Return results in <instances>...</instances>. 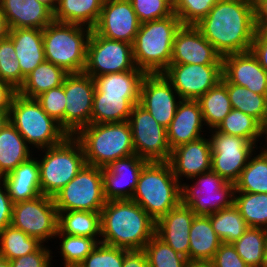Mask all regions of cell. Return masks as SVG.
I'll return each mask as SVG.
<instances>
[{"label": "cell", "instance_id": "obj_1", "mask_svg": "<svg viewBox=\"0 0 267 267\" xmlns=\"http://www.w3.org/2000/svg\"><path fill=\"white\" fill-rule=\"evenodd\" d=\"M195 26L222 57L248 52L256 32L253 0H219Z\"/></svg>", "mask_w": 267, "mask_h": 267}, {"label": "cell", "instance_id": "obj_2", "mask_svg": "<svg viewBox=\"0 0 267 267\" xmlns=\"http://www.w3.org/2000/svg\"><path fill=\"white\" fill-rule=\"evenodd\" d=\"M100 215V239L104 244L143 250L155 235L156 221L132 200L106 201Z\"/></svg>", "mask_w": 267, "mask_h": 267}, {"label": "cell", "instance_id": "obj_3", "mask_svg": "<svg viewBox=\"0 0 267 267\" xmlns=\"http://www.w3.org/2000/svg\"><path fill=\"white\" fill-rule=\"evenodd\" d=\"M157 221L181 202V184L168 161L147 162L131 198Z\"/></svg>", "mask_w": 267, "mask_h": 267}, {"label": "cell", "instance_id": "obj_4", "mask_svg": "<svg viewBox=\"0 0 267 267\" xmlns=\"http://www.w3.org/2000/svg\"><path fill=\"white\" fill-rule=\"evenodd\" d=\"M181 25L175 13L141 23L133 43L136 67L146 74L163 73L170 65L174 37Z\"/></svg>", "mask_w": 267, "mask_h": 267}, {"label": "cell", "instance_id": "obj_5", "mask_svg": "<svg viewBox=\"0 0 267 267\" xmlns=\"http://www.w3.org/2000/svg\"><path fill=\"white\" fill-rule=\"evenodd\" d=\"M75 137L83 147L87 165L104 168L112 161L135 154L128 121L91 123Z\"/></svg>", "mask_w": 267, "mask_h": 267}, {"label": "cell", "instance_id": "obj_6", "mask_svg": "<svg viewBox=\"0 0 267 267\" xmlns=\"http://www.w3.org/2000/svg\"><path fill=\"white\" fill-rule=\"evenodd\" d=\"M92 29L52 21L43 29L45 60L67 73H82L86 66L87 43Z\"/></svg>", "mask_w": 267, "mask_h": 267}, {"label": "cell", "instance_id": "obj_7", "mask_svg": "<svg viewBox=\"0 0 267 267\" xmlns=\"http://www.w3.org/2000/svg\"><path fill=\"white\" fill-rule=\"evenodd\" d=\"M39 150L41 192L53 198L86 165L84 150L80 141L69 135L61 143Z\"/></svg>", "mask_w": 267, "mask_h": 267}, {"label": "cell", "instance_id": "obj_8", "mask_svg": "<svg viewBox=\"0 0 267 267\" xmlns=\"http://www.w3.org/2000/svg\"><path fill=\"white\" fill-rule=\"evenodd\" d=\"M9 121L33 149H43L61 143L68 134L58 122L46 114L36 99L14 96Z\"/></svg>", "mask_w": 267, "mask_h": 267}, {"label": "cell", "instance_id": "obj_9", "mask_svg": "<svg viewBox=\"0 0 267 267\" xmlns=\"http://www.w3.org/2000/svg\"><path fill=\"white\" fill-rule=\"evenodd\" d=\"M191 181L194 182L191 185L181 184V202L196 216H210L234 204L235 183L227 182L212 170L193 177Z\"/></svg>", "mask_w": 267, "mask_h": 267}, {"label": "cell", "instance_id": "obj_10", "mask_svg": "<svg viewBox=\"0 0 267 267\" xmlns=\"http://www.w3.org/2000/svg\"><path fill=\"white\" fill-rule=\"evenodd\" d=\"M53 199L58 211L101 212L106 204L102 168L86 164Z\"/></svg>", "mask_w": 267, "mask_h": 267}, {"label": "cell", "instance_id": "obj_11", "mask_svg": "<svg viewBox=\"0 0 267 267\" xmlns=\"http://www.w3.org/2000/svg\"><path fill=\"white\" fill-rule=\"evenodd\" d=\"M135 68L132 44L107 39L92 29L87 43L85 74L94 78Z\"/></svg>", "mask_w": 267, "mask_h": 267}, {"label": "cell", "instance_id": "obj_12", "mask_svg": "<svg viewBox=\"0 0 267 267\" xmlns=\"http://www.w3.org/2000/svg\"><path fill=\"white\" fill-rule=\"evenodd\" d=\"M11 225L41 243L53 240L58 232V210L46 195L13 204Z\"/></svg>", "mask_w": 267, "mask_h": 267}, {"label": "cell", "instance_id": "obj_13", "mask_svg": "<svg viewBox=\"0 0 267 267\" xmlns=\"http://www.w3.org/2000/svg\"><path fill=\"white\" fill-rule=\"evenodd\" d=\"M208 133L212 152L211 170L227 182L235 183L250 156L258 150L257 145L243 137L221 133L216 129Z\"/></svg>", "mask_w": 267, "mask_h": 267}, {"label": "cell", "instance_id": "obj_14", "mask_svg": "<svg viewBox=\"0 0 267 267\" xmlns=\"http://www.w3.org/2000/svg\"><path fill=\"white\" fill-rule=\"evenodd\" d=\"M128 123L136 155L148 162L169 160L172 150L167 139V129L139 103L132 107Z\"/></svg>", "mask_w": 267, "mask_h": 267}, {"label": "cell", "instance_id": "obj_15", "mask_svg": "<svg viewBox=\"0 0 267 267\" xmlns=\"http://www.w3.org/2000/svg\"><path fill=\"white\" fill-rule=\"evenodd\" d=\"M65 107V132L75 136L82 128L91 124L95 82L82 73H70L63 82Z\"/></svg>", "mask_w": 267, "mask_h": 267}, {"label": "cell", "instance_id": "obj_16", "mask_svg": "<svg viewBox=\"0 0 267 267\" xmlns=\"http://www.w3.org/2000/svg\"><path fill=\"white\" fill-rule=\"evenodd\" d=\"M163 75L182 100H198L222 79V64H170Z\"/></svg>", "mask_w": 267, "mask_h": 267}, {"label": "cell", "instance_id": "obj_17", "mask_svg": "<svg viewBox=\"0 0 267 267\" xmlns=\"http://www.w3.org/2000/svg\"><path fill=\"white\" fill-rule=\"evenodd\" d=\"M182 98L163 75L146 74L141 83L139 104L164 128H168Z\"/></svg>", "mask_w": 267, "mask_h": 267}, {"label": "cell", "instance_id": "obj_18", "mask_svg": "<svg viewBox=\"0 0 267 267\" xmlns=\"http://www.w3.org/2000/svg\"><path fill=\"white\" fill-rule=\"evenodd\" d=\"M140 25L130 0H105L93 30L107 39L133 45Z\"/></svg>", "mask_w": 267, "mask_h": 267}, {"label": "cell", "instance_id": "obj_19", "mask_svg": "<svg viewBox=\"0 0 267 267\" xmlns=\"http://www.w3.org/2000/svg\"><path fill=\"white\" fill-rule=\"evenodd\" d=\"M147 162L133 154L112 161L102 168L103 193L106 201L131 200L140 172Z\"/></svg>", "mask_w": 267, "mask_h": 267}, {"label": "cell", "instance_id": "obj_20", "mask_svg": "<svg viewBox=\"0 0 267 267\" xmlns=\"http://www.w3.org/2000/svg\"><path fill=\"white\" fill-rule=\"evenodd\" d=\"M170 64H222V56L195 25H181L174 37Z\"/></svg>", "mask_w": 267, "mask_h": 267}, {"label": "cell", "instance_id": "obj_21", "mask_svg": "<svg viewBox=\"0 0 267 267\" xmlns=\"http://www.w3.org/2000/svg\"><path fill=\"white\" fill-rule=\"evenodd\" d=\"M222 79L267 95V72L251 51L222 57Z\"/></svg>", "mask_w": 267, "mask_h": 267}, {"label": "cell", "instance_id": "obj_22", "mask_svg": "<svg viewBox=\"0 0 267 267\" xmlns=\"http://www.w3.org/2000/svg\"><path fill=\"white\" fill-rule=\"evenodd\" d=\"M205 136L206 134L172 149L168 163L180 184L184 177L191 180L197 175L211 171V145L209 138Z\"/></svg>", "mask_w": 267, "mask_h": 267}, {"label": "cell", "instance_id": "obj_23", "mask_svg": "<svg viewBox=\"0 0 267 267\" xmlns=\"http://www.w3.org/2000/svg\"><path fill=\"white\" fill-rule=\"evenodd\" d=\"M195 213L180 202L156 221L155 234L189 261V232Z\"/></svg>", "mask_w": 267, "mask_h": 267}, {"label": "cell", "instance_id": "obj_24", "mask_svg": "<svg viewBox=\"0 0 267 267\" xmlns=\"http://www.w3.org/2000/svg\"><path fill=\"white\" fill-rule=\"evenodd\" d=\"M205 125L199 102L197 100H182L174 118L167 128V139L170 149L192 142L204 136Z\"/></svg>", "mask_w": 267, "mask_h": 267}, {"label": "cell", "instance_id": "obj_25", "mask_svg": "<svg viewBox=\"0 0 267 267\" xmlns=\"http://www.w3.org/2000/svg\"><path fill=\"white\" fill-rule=\"evenodd\" d=\"M10 29H44L53 21V13L37 0H0Z\"/></svg>", "mask_w": 267, "mask_h": 267}, {"label": "cell", "instance_id": "obj_26", "mask_svg": "<svg viewBox=\"0 0 267 267\" xmlns=\"http://www.w3.org/2000/svg\"><path fill=\"white\" fill-rule=\"evenodd\" d=\"M0 180L13 204L37 198L42 194L37 157H30Z\"/></svg>", "mask_w": 267, "mask_h": 267}, {"label": "cell", "instance_id": "obj_27", "mask_svg": "<svg viewBox=\"0 0 267 267\" xmlns=\"http://www.w3.org/2000/svg\"><path fill=\"white\" fill-rule=\"evenodd\" d=\"M24 77L44 60L43 30L35 28L10 29L9 36Z\"/></svg>", "mask_w": 267, "mask_h": 267}, {"label": "cell", "instance_id": "obj_28", "mask_svg": "<svg viewBox=\"0 0 267 267\" xmlns=\"http://www.w3.org/2000/svg\"><path fill=\"white\" fill-rule=\"evenodd\" d=\"M222 244L209 216H195L189 232V262L211 261Z\"/></svg>", "mask_w": 267, "mask_h": 267}, {"label": "cell", "instance_id": "obj_29", "mask_svg": "<svg viewBox=\"0 0 267 267\" xmlns=\"http://www.w3.org/2000/svg\"><path fill=\"white\" fill-rule=\"evenodd\" d=\"M146 73L138 69L112 73L94 77L95 93H106L114 95H125V97L136 105L140 100V89Z\"/></svg>", "mask_w": 267, "mask_h": 267}, {"label": "cell", "instance_id": "obj_30", "mask_svg": "<svg viewBox=\"0 0 267 267\" xmlns=\"http://www.w3.org/2000/svg\"><path fill=\"white\" fill-rule=\"evenodd\" d=\"M30 148L9 121L0 131V178L32 157Z\"/></svg>", "mask_w": 267, "mask_h": 267}, {"label": "cell", "instance_id": "obj_31", "mask_svg": "<svg viewBox=\"0 0 267 267\" xmlns=\"http://www.w3.org/2000/svg\"><path fill=\"white\" fill-rule=\"evenodd\" d=\"M105 0H58L53 20L93 29Z\"/></svg>", "mask_w": 267, "mask_h": 267}, {"label": "cell", "instance_id": "obj_32", "mask_svg": "<svg viewBox=\"0 0 267 267\" xmlns=\"http://www.w3.org/2000/svg\"><path fill=\"white\" fill-rule=\"evenodd\" d=\"M68 74L61 67L44 60L25 77L17 93L23 97L35 99L42 93L62 85Z\"/></svg>", "mask_w": 267, "mask_h": 267}, {"label": "cell", "instance_id": "obj_33", "mask_svg": "<svg viewBox=\"0 0 267 267\" xmlns=\"http://www.w3.org/2000/svg\"><path fill=\"white\" fill-rule=\"evenodd\" d=\"M57 234L101 238L100 212L58 211Z\"/></svg>", "mask_w": 267, "mask_h": 267}, {"label": "cell", "instance_id": "obj_34", "mask_svg": "<svg viewBox=\"0 0 267 267\" xmlns=\"http://www.w3.org/2000/svg\"><path fill=\"white\" fill-rule=\"evenodd\" d=\"M133 106L125 95L94 93L91 123L128 121Z\"/></svg>", "mask_w": 267, "mask_h": 267}, {"label": "cell", "instance_id": "obj_35", "mask_svg": "<svg viewBox=\"0 0 267 267\" xmlns=\"http://www.w3.org/2000/svg\"><path fill=\"white\" fill-rule=\"evenodd\" d=\"M197 101L207 130L216 129L233 109L227 92V83L223 79Z\"/></svg>", "mask_w": 267, "mask_h": 267}, {"label": "cell", "instance_id": "obj_36", "mask_svg": "<svg viewBox=\"0 0 267 267\" xmlns=\"http://www.w3.org/2000/svg\"><path fill=\"white\" fill-rule=\"evenodd\" d=\"M235 192L267 193V155L252 154L235 182Z\"/></svg>", "mask_w": 267, "mask_h": 267}, {"label": "cell", "instance_id": "obj_37", "mask_svg": "<svg viewBox=\"0 0 267 267\" xmlns=\"http://www.w3.org/2000/svg\"><path fill=\"white\" fill-rule=\"evenodd\" d=\"M43 243L22 230L8 225L0 232V256L14 260L37 251Z\"/></svg>", "mask_w": 267, "mask_h": 267}, {"label": "cell", "instance_id": "obj_38", "mask_svg": "<svg viewBox=\"0 0 267 267\" xmlns=\"http://www.w3.org/2000/svg\"><path fill=\"white\" fill-rule=\"evenodd\" d=\"M227 92L233 109L252 116L260 124L267 117V95H261L243 86L227 83Z\"/></svg>", "mask_w": 267, "mask_h": 267}, {"label": "cell", "instance_id": "obj_39", "mask_svg": "<svg viewBox=\"0 0 267 267\" xmlns=\"http://www.w3.org/2000/svg\"><path fill=\"white\" fill-rule=\"evenodd\" d=\"M209 217L212 227L222 243H233L249 228L234 204L211 214Z\"/></svg>", "mask_w": 267, "mask_h": 267}, {"label": "cell", "instance_id": "obj_40", "mask_svg": "<svg viewBox=\"0 0 267 267\" xmlns=\"http://www.w3.org/2000/svg\"><path fill=\"white\" fill-rule=\"evenodd\" d=\"M234 205L249 227L267 230V193H234Z\"/></svg>", "mask_w": 267, "mask_h": 267}, {"label": "cell", "instance_id": "obj_41", "mask_svg": "<svg viewBox=\"0 0 267 267\" xmlns=\"http://www.w3.org/2000/svg\"><path fill=\"white\" fill-rule=\"evenodd\" d=\"M266 242V229L249 227L244 234L232 244L236 252L249 267H261Z\"/></svg>", "mask_w": 267, "mask_h": 267}, {"label": "cell", "instance_id": "obj_42", "mask_svg": "<svg viewBox=\"0 0 267 267\" xmlns=\"http://www.w3.org/2000/svg\"><path fill=\"white\" fill-rule=\"evenodd\" d=\"M60 239L59 254L62 256L64 267H77L101 242L99 238L76 235L56 234Z\"/></svg>", "mask_w": 267, "mask_h": 267}, {"label": "cell", "instance_id": "obj_43", "mask_svg": "<svg viewBox=\"0 0 267 267\" xmlns=\"http://www.w3.org/2000/svg\"><path fill=\"white\" fill-rule=\"evenodd\" d=\"M260 128L261 124L255 118L242 111L232 109L216 130L221 133L243 137L255 145L257 144L258 147V141L261 138Z\"/></svg>", "mask_w": 267, "mask_h": 267}, {"label": "cell", "instance_id": "obj_44", "mask_svg": "<svg viewBox=\"0 0 267 267\" xmlns=\"http://www.w3.org/2000/svg\"><path fill=\"white\" fill-rule=\"evenodd\" d=\"M150 267H188L189 261L156 234L143 248Z\"/></svg>", "mask_w": 267, "mask_h": 267}, {"label": "cell", "instance_id": "obj_45", "mask_svg": "<svg viewBox=\"0 0 267 267\" xmlns=\"http://www.w3.org/2000/svg\"><path fill=\"white\" fill-rule=\"evenodd\" d=\"M0 79L10 83L17 90L25 80L9 37L0 40Z\"/></svg>", "mask_w": 267, "mask_h": 267}, {"label": "cell", "instance_id": "obj_46", "mask_svg": "<svg viewBox=\"0 0 267 267\" xmlns=\"http://www.w3.org/2000/svg\"><path fill=\"white\" fill-rule=\"evenodd\" d=\"M128 249L100 242L77 267H122Z\"/></svg>", "mask_w": 267, "mask_h": 267}, {"label": "cell", "instance_id": "obj_47", "mask_svg": "<svg viewBox=\"0 0 267 267\" xmlns=\"http://www.w3.org/2000/svg\"><path fill=\"white\" fill-rule=\"evenodd\" d=\"M219 0H173V12L182 25H195Z\"/></svg>", "mask_w": 267, "mask_h": 267}, {"label": "cell", "instance_id": "obj_48", "mask_svg": "<svg viewBox=\"0 0 267 267\" xmlns=\"http://www.w3.org/2000/svg\"><path fill=\"white\" fill-rule=\"evenodd\" d=\"M35 99L46 114L58 122L65 131L66 97L63 84L42 93Z\"/></svg>", "mask_w": 267, "mask_h": 267}, {"label": "cell", "instance_id": "obj_49", "mask_svg": "<svg viewBox=\"0 0 267 267\" xmlns=\"http://www.w3.org/2000/svg\"><path fill=\"white\" fill-rule=\"evenodd\" d=\"M141 23L166 18L172 15V0H130Z\"/></svg>", "mask_w": 267, "mask_h": 267}, {"label": "cell", "instance_id": "obj_50", "mask_svg": "<svg viewBox=\"0 0 267 267\" xmlns=\"http://www.w3.org/2000/svg\"><path fill=\"white\" fill-rule=\"evenodd\" d=\"M52 250L44 244L35 252L10 260L12 267H53Z\"/></svg>", "mask_w": 267, "mask_h": 267}, {"label": "cell", "instance_id": "obj_51", "mask_svg": "<svg viewBox=\"0 0 267 267\" xmlns=\"http://www.w3.org/2000/svg\"><path fill=\"white\" fill-rule=\"evenodd\" d=\"M210 262L214 267H249L232 243H222Z\"/></svg>", "mask_w": 267, "mask_h": 267}, {"label": "cell", "instance_id": "obj_52", "mask_svg": "<svg viewBox=\"0 0 267 267\" xmlns=\"http://www.w3.org/2000/svg\"><path fill=\"white\" fill-rule=\"evenodd\" d=\"M250 51L267 72V31L256 30Z\"/></svg>", "mask_w": 267, "mask_h": 267}, {"label": "cell", "instance_id": "obj_53", "mask_svg": "<svg viewBox=\"0 0 267 267\" xmlns=\"http://www.w3.org/2000/svg\"><path fill=\"white\" fill-rule=\"evenodd\" d=\"M13 202L7 192L5 185L0 180V232L11 225Z\"/></svg>", "mask_w": 267, "mask_h": 267}, {"label": "cell", "instance_id": "obj_54", "mask_svg": "<svg viewBox=\"0 0 267 267\" xmlns=\"http://www.w3.org/2000/svg\"><path fill=\"white\" fill-rule=\"evenodd\" d=\"M256 30L267 31V0H253Z\"/></svg>", "mask_w": 267, "mask_h": 267}, {"label": "cell", "instance_id": "obj_55", "mask_svg": "<svg viewBox=\"0 0 267 267\" xmlns=\"http://www.w3.org/2000/svg\"><path fill=\"white\" fill-rule=\"evenodd\" d=\"M16 94L17 89L0 79V111H10L12 100Z\"/></svg>", "mask_w": 267, "mask_h": 267}, {"label": "cell", "instance_id": "obj_56", "mask_svg": "<svg viewBox=\"0 0 267 267\" xmlns=\"http://www.w3.org/2000/svg\"><path fill=\"white\" fill-rule=\"evenodd\" d=\"M122 267H150L143 250H129L123 260Z\"/></svg>", "mask_w": 267, "mask_h": 267}, {"label": "cell", "instance_id": "obj_57", "mask_svg": "<svg viewBox=\"0 0 267 267\" xmlns=\"http://www.w3.org/2000/svg\"><path fill=\"white\" fill-rule=\"evenodd\" d=\"M9 31L10 28L6 20V16L0 6V40L7 38L9 36Z\"/></svg>", "mask_w": 267, "mask_h": 267}, {"label": "cell", "instance_id": "obj_58", "mask_svg": "<svg viewBox=\"0 0 267 267\" xmlns=\"http://www.w3.org/2000/svg\"><path fill=\"white\" fill-rule=\"evenodd\" d=\"M260 136H261V138H262V136L264 137V139H265V142L267 143V117H266V119L261 123V128H260ZM264 144V145H262V146H264V147H262L261 146V144H262V142L261 143H259L260 144V146L259 147H257V149H259L260 147V152H262V153H264V154H266L267 155V144Z\"/></svg>", "mask_w": 267, "mask_h": 267}, {"label": "cell", "instance_id": "obj_59", "mask_svg": "<svg viewBox=\"0 0 267 267\" xmlns=\"http://www.w3.org/2000/svg\"><path fill=\"white\" fill-rule=\"evenodd\" d=\"M41 4H44L52 13L56 10L58 0H37Z\"/></svg>", "mask_w": 267, "mask_h": 267}, {"label": "cell", "instance_id": "obj_60", "mask_svg": "<svg viewBox=\"0 0 267 267\" xmlns=\"http://www.w3.org/2000/svg\"><path fill=\"white\" fill-rule=\"evenodd\" d=\"M10 111H0V131L9 122Z\"/></svg>", "mask_w": 267, "mask_h": 267}, {"label": "cell", "instance_id": "obj_61", "mask_svg": "<svg viewBox=\"0 0 267 267\" xmlns=\"http://www.w3.org/2000/svg\"><path fill=\"white\" fill-rule=\"evenodd\" d=\"M188 267H214L210 261L205 262H189Z\"/></svg>", "mask_w": 267, "mask_h": 267}, {"label": "cell", "instance_id": "obj_62", "mask_svg": "<svg viewBox=\"0 0 267 267\" xmlns=\"http://www.w3.org/2000/svg\"><path fill=\"white\" fill-rule=\"evenodd\" d=\"M0 267H12L9 260L0 256Z\"/></svg>", "mask_w": 267, "mask_h": 267}, {"label": "cell", "instance_id": "obj_63", "mask_svg": "<svg viewBox=\"0 0 267 267\" xmlns=\"http://www.w3.org/2000/svg\"><path fill=\"white\" fill-rule=\"evenodd\" d=\"M261 267H267V242L265 245L264 255H263V262Z\"/></svg>", "mask_w": 267, "mask_h": 267}]
</instances>
